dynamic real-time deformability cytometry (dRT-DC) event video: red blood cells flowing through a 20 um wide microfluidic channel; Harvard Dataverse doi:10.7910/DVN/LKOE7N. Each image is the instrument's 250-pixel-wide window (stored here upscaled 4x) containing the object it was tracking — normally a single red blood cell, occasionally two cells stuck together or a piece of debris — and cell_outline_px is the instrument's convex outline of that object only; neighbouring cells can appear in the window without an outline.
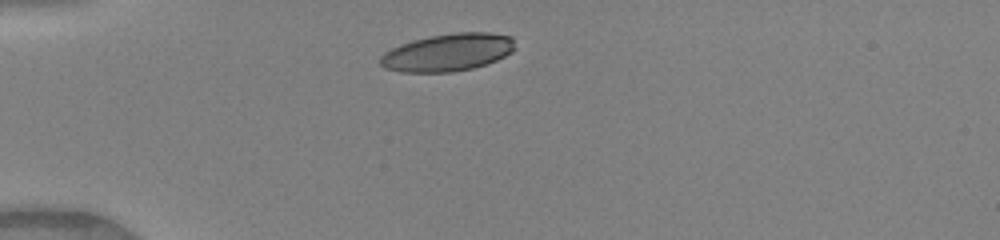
{"species": "human", "species_latin": "Homo sapiens", "temperature_condition": "warm", "stored_images_in_passage": 37, "camera_frame_rate_fps": 3000, "um_per_image_px": 0.085, "donor": {"sex": "female"}, "frame": {"image": 1, "passage_image": 1, "time_ms": 0.0, "image_size_px": [1000, 240], "cell_outline_px": [[516, 48], [512, 52], [496, 60], [472, 68], [452, 72], [400, 72], [384, 68], [380, 64], [380, 56], [384, 52], [400, 44], [412, 40], [428, 36], [452, 32], [492, 32], [512, 36]], "centroid_in_image_um": [38.06, 4.44], "position_along_channel_um": 46.9, "area_um2": 29.77}}
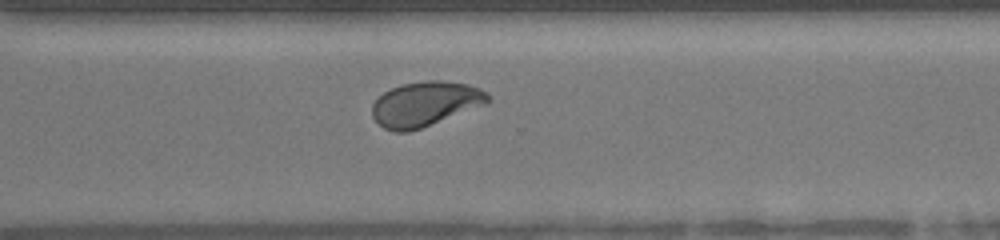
{"frame": {"image": 2, "passage_image": 24, "time_ms": 7.667, "image_size_px": [1000, 240], "cell_outline_px": [[492, 100], [488, 104], [420, 128], [408, 132], [392, 132], [384, 128], [372, 116], [372, 104], [384, 92], [400, 84], [424, 80], [440, 80], [468, 84], [480, 88], [488, 92], [492, 96]], "centroid_in_image_um": [36.19, 8.82], "position_along_channel_um": 334.4, "area_um2": 30.46}}
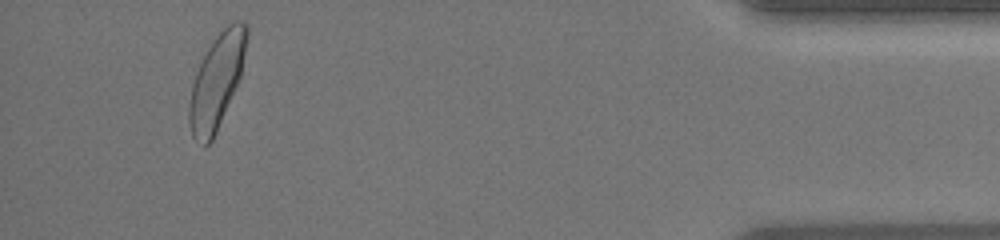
{"frame": {"image": 3, "passage_image": 34, "time_ms": 11.0, "image_size_px": [1000, 240], "cell_outline_px": [[248, 36], [240, 76], [236, 88], [216, 132], [212, 140], [204, 148], [192, 136], [188, 120], [188, 104], [192, 84], [196, 72], [208, 48], [216, 36], [232, 20], [244, 20], [248, 24]], "centroid_in_image_um": [18.42, 6.89], "position_along_channel_um": 416.8, "area_um2": 31.56}, "authors_computed_cell_mechanics": {"area_um2": 30.4028, "velocity_mm_per_s": 4.0956, "shape_relaxation_time_tau1_ms": 2.6445, "shape_relaxation_time_tau2_ms": 0.9423, "deformation_change_tau1": 0.1404, "deformation_change_tau2": 0.0572}}